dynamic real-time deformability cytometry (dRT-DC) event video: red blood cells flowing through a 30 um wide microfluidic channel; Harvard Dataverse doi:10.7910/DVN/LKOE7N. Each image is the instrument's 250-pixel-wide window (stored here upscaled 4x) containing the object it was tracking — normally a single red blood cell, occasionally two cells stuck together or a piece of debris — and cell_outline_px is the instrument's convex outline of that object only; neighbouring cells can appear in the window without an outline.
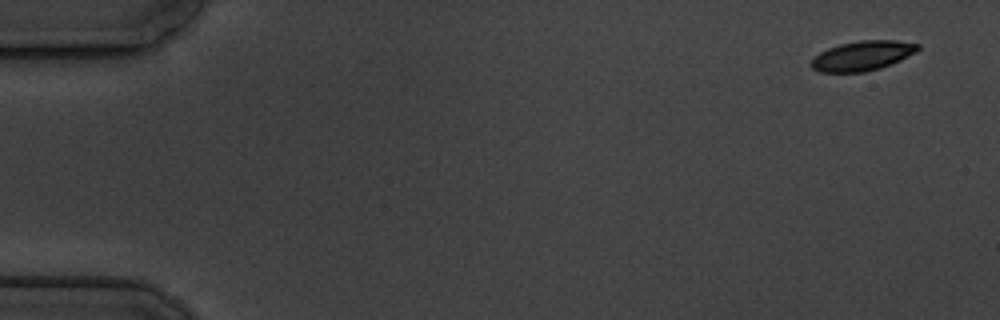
{"species": "common noctule bat (a hibernating species)", "species_latin": "Nyctalus noctula", "temperature_condition": "cold", "stored_images_in_passage": 6, "camera_frame_rate_fps": 3000, "um_per_image_px": 0.085, "animal": {"sex": "male", "body_mass_g": 19.5, "forearm_length_mm": 54.6}, "frame": {"image": 1, "passage_image": 1, "time_ms": 0.0, "image_size_px": [1000, 320], "cell_outline_px": [[920, 48], [916, 52], [892, 64], [880, 68], [864, 72], [820, 72], [812, 68], [808, 64], [820, 52], [828, 48], [840, 44], [860, 40], [896, 40], [920, 44]], "centroid_in_image_um": [73.31, 4.74], "position_along_channel_um": 11.7, "area_um2": 18.5}}
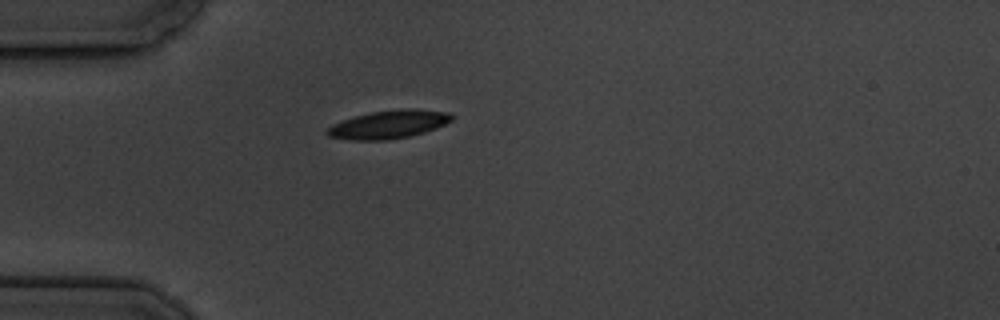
{"frame": {"image": 2, "passage_image": 5, "time_ms": 4.667, "image_size_px": [1000, 320], "cell_outline_px": [[452, 120], [436, 128], [424, 132], [408, 136], [388, 140], [348, 140], [328, 136], [324, 132], [332, 124], [356, 116], [372, 112], [404, 108], [416, 108], [448, 112], [452, 116]], "centroid_in_image_um": [33.03, 10.57], "position_along_channel_um": 52.0, "area_um2": 20.4}}